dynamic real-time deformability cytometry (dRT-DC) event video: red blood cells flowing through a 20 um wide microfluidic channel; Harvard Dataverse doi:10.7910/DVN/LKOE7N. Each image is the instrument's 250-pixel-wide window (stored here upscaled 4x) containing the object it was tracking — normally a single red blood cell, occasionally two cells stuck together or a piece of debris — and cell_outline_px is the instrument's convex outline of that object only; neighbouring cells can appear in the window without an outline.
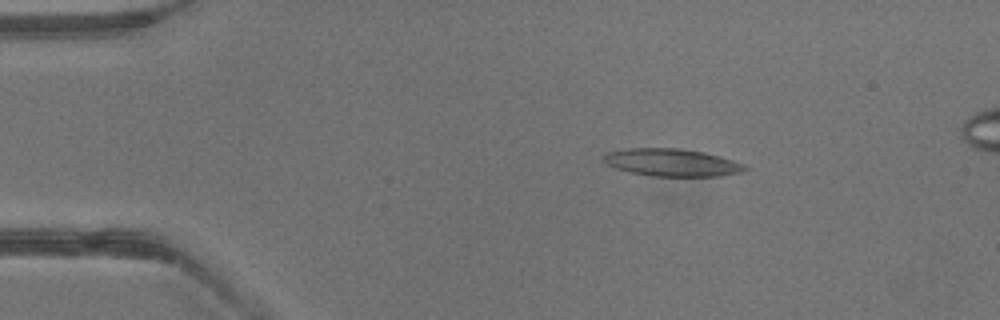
{"species": "common noctule bat (a hibernating species)", "species_latin": "Nyctalus noctula", "temperature_condition": "warm", "stored_images_in_passage": 40, "camera_frame_rate_fps": 3000, "um_per_image_px": 0.085, "animal": {"sex": "male", "body_mass_g": 13.3}, "frame": {"image": 1, "passage_image": 6, "time_ms": 1.667, "image_size_px": [1000, 320], "cell_outline_px": [[748, 168], [740, 172], [720, 176], [652, 176], [632, 172], [616, 168], [608, 164], [604, 160], [604, 152], [628, 148], [680, 148], [720, 156], [744, 164]], "centroid_in_image_um": [57.09, 13.81], "position_along_channel_um": 27.9, "area_um2": 22.43}}
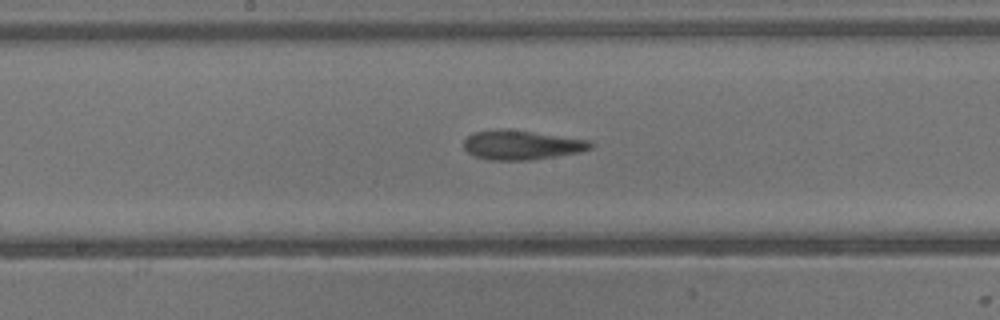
{"frame": {"image": 2, "passage_image": 20, "time_ms": 6.333, "image_size_px": [1000, 320], "cell_outline_px": [[592, 148], [580, 152], [528, 160], [488, 160], [476, 156], [468, 152], [464, 148], [464, 140], [472, 132], [496, 128], [504, 128], [592, 140]], "centroid_in_image_um": [44.32, 12.3], "position_along_channel_um": 203.9, "area_um2": 21.79}}
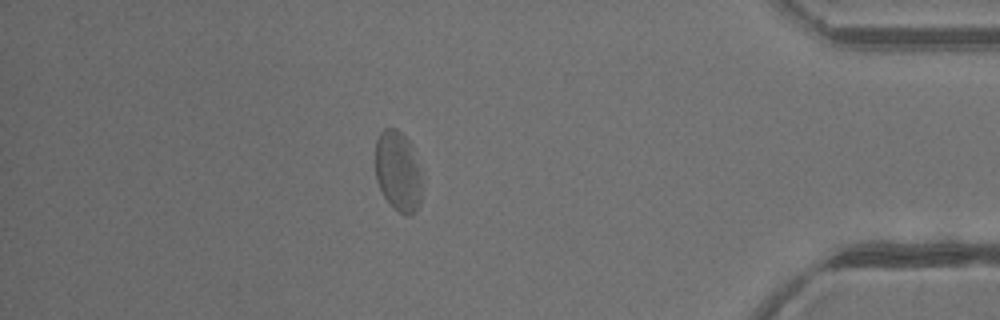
{"frame": {"image": 3, "passage_image": 34, "time_ms": 11.0, "image_size_px": [1000, 320], "cell_outline_px": [[420, 204], [416, 212], [408, 216], [392, 208], [384, 196], [376, 180], [376, 140], [380, 132], [384, 128], [396, 128], [408, 140], [420, 176]], "centroid_in_image_um": [33.79, 14.59], "position_along_channel_um": 401.4, "area_um2": 21.33}}